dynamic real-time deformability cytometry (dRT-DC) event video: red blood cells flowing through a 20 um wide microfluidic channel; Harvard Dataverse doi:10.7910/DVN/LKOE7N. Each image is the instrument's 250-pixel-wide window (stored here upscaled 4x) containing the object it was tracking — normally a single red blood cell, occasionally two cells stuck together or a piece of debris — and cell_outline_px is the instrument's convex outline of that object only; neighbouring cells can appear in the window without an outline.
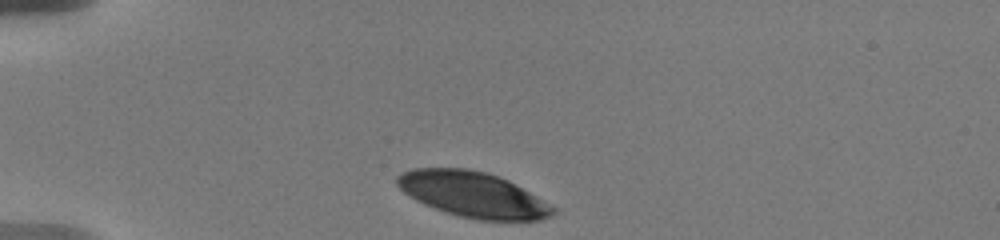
{"species": "human", "species_latin": "Homo sapiens", "temperature_condition": "warm", "stored_images_in_passage": 25, "camera_frame_rate_fps": 3000, "um_per_image_px": 0.085, "donor": {"sex": "male"}, "frame": {"image": 1, "passage_image": 1, "time_ms": 0.0, "image_size_px": [1000, 240], "cell_outline_px": [[556, 212], [552, 216], [540, 220], [480, 220], [460, 216], [424, 204], [416, 200], [404, 192], [396, 184], [396, 176], [400, 172], [412, 168], [464, 168], [484, 172], [508, 180], [556, 208]], "centroid_in_image_um": [40.18, 16.53], "position_along_channel_um": 44.8, "area_um2": 40.86}}
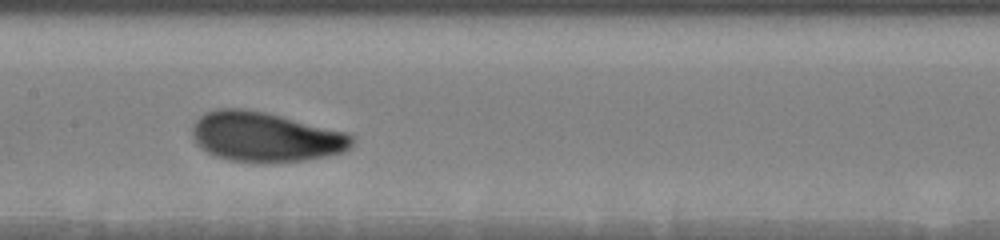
{"frame": {"image": 2, "passage_image": 12, "time_ms": 5.0, "image_size_px": [1000, 240], "cell_outline_px": [[356, 140], [348, 148], [340, 152], [324, 156], [304, 160], [232, 160], [216, 156], [200, 148], [196, 144], [192, 136], [192, 124], [204, 112], [216, 108], [244, 108], [264, 112], [344, 132], [352, 136]], "centroid_in_image_um": [22.48, 11.59], "position_along_channel_um": 184.9, "area_um2": 45.2}}
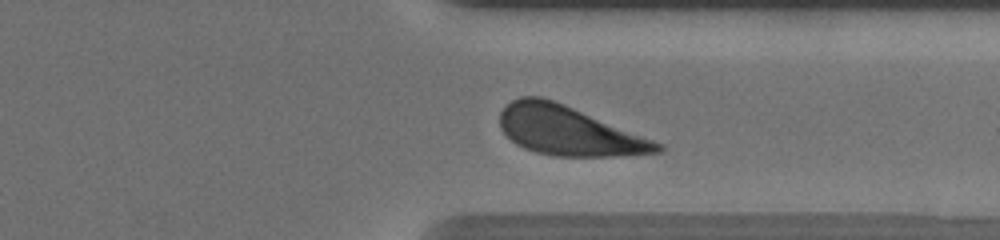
{"frame": {"image": 3, "passage_image": 24, "time_ms": 10.0, "image_size_px": [1000, 240], "cell_outline_px": [[664, 152], [612, 156], [552, 156], [536, 152], [524, 148], [516, 144], [500, 128], [500, 112], [512, 100], [520, 96], [540, 96], [564, 104], [664, 144]], "centroid_in_image_um": [48.34, 11.12], "position_along_channel_um": 363.1, "area_um2": 44.8}, "authors_computed_cell_mechanics": {"area_um2": 45.084, "velocity_mm_per_s": 3.5656, "shape_relaxation_time_tau1_ms": 2.5077, "shape_relaxation_time_tau2_ms": null, "deformation_change_tau1": 0.1158, "deformation_change_tau2": null}}